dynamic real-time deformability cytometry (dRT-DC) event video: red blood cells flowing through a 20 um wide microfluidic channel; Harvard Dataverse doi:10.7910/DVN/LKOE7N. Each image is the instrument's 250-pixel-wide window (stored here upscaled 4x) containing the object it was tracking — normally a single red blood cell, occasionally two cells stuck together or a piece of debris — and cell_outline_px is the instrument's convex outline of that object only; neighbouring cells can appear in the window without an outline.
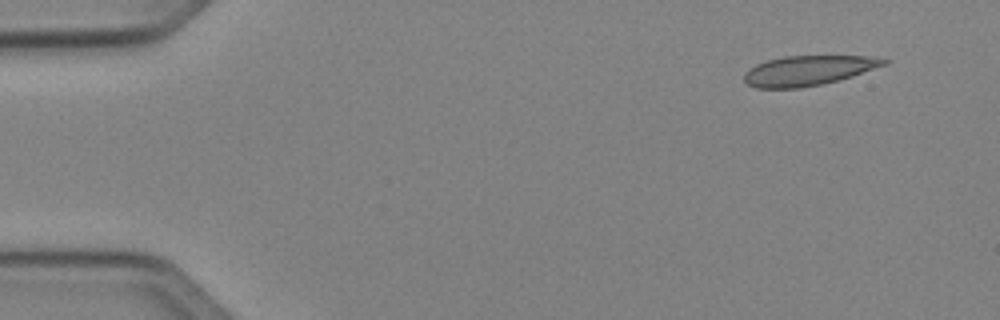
{"species": "Egyptian fruit bat (a non-hibernating species)", "species_latin": "Rousettus aegyptiacus", "temperature_condition": "cold", "stored_images_in_passage": 4, "camera_frame_rate_fps": 3000, "um_per_image_px": 0.085, "animal": {"sex": "female"}, "frame": {"image": 1, "passage_image": 1, "time_ms": 0.0, "image_size_px": [1000, 320], "cell_outline_px": [[888, 64], [852, 76], [820, 84], [800, 88], [756, 88], [748, 84], [744, 80], [744, 72], [748, 68], [756, 64], [768, 60], [784, 56], [864, 56], [888, 60]], "centroid_in_image_um": [68.65, 5.99], "position_along_channel_um": 16.4, "area_um2": 24.1}}
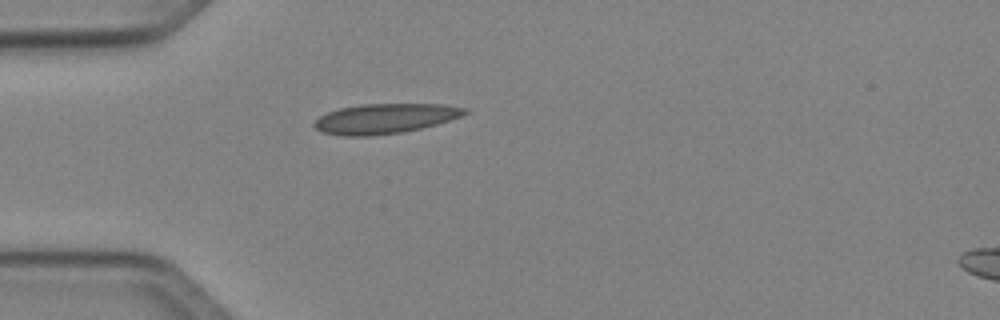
{"frame": {"image": 2, "passage_image": 4, "time_ms": 3.333, "image_size_px": [1000, 320], "cell_outline_px": [[468, 112], [460, 116], [436, 124], [404, 132], [372, 136], [344, 136], [324, 132], [316, 128], [312, 124], [320, 116], [328, 112], [340, 108], [360, 104], [440, 104], [468, 108]], "centroid_in_image_um": [32.71, 10.08], "position_along_channel_um": 52.3, "area_um2": 26.07}}